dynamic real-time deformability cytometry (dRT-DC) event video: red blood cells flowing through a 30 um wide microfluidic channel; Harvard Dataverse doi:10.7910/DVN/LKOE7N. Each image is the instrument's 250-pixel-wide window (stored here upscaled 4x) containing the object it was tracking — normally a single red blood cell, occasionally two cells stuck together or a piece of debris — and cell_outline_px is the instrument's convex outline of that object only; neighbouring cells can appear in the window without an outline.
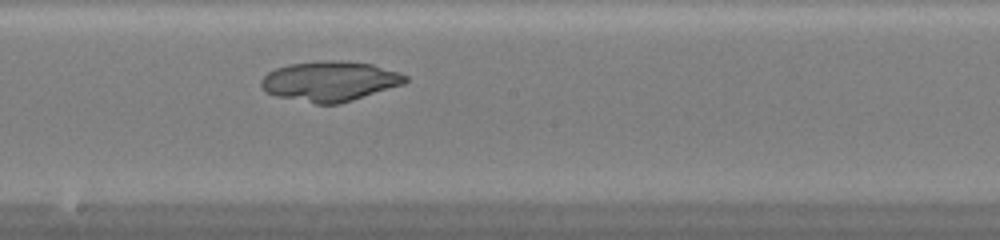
{"species": "common noctule bat (a hibernating species)", "species_latin": "Nyctalus noctula", "temperature_condition": "warm", "stored_images_in_passage": 28, "camera_frame_rate_fps": 3000, "um_per_image_px": 0.085, "animal": {"sex": "female", "body_mass_g": 20.0, "forearm_length_mm": 54.0}, "frame": {"image": 1, "passage_image": 15, "time_ms": 4.667, "image_size_px": [1000, 240], "cell_outline_px": [[408, 80], [404, 84], [340, 104], [316, 104], [276, 96], [264, 92], [260, 84], [260, 80], [268, 72], [276, 68], [288, 64], [316, 60], [340, 60], [372, 64], [400, 72], [408, 76]], "centroid_in_image_um": [28.03, 6.89], "position_along_channel_um": 220.2, "area_um2": 33.99}}
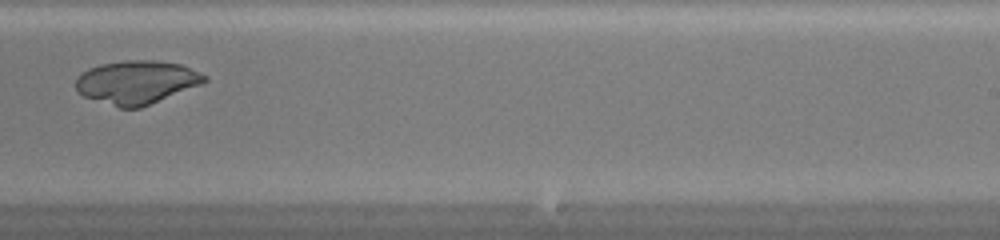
{"frame": {"image": 2, "passage_image": 19, "time_ms": 6.0, "image_size_px": [1000, 240], "cell_outline_px": [[208, 80], [200, 84], [140, 108], [120, 108], [84, 96], [76, 92], [76, 80], [88, 68], [100, 64], [124, 60], [152, 60], [180, 64], [208, 76]], "centroid_in_image_um": [11.59, 6.98], "position_along_channel_um": 277.4, "area_um2": 32.19}}